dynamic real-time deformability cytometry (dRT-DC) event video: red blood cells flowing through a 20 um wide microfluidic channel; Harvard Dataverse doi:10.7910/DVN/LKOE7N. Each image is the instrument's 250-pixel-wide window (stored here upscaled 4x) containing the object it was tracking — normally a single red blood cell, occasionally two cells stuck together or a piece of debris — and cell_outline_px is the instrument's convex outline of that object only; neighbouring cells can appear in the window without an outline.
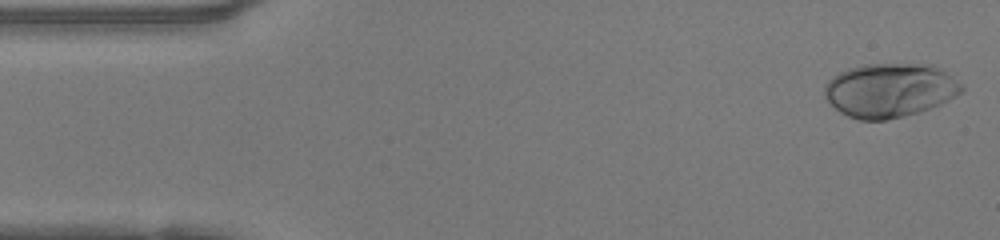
{"species": "human", "species_latin": "Homo sapiens", "temperature_condition": "warm", "stored_images_in_passage": 47, "camera_frame_rate_fps": 3000, "um_per_image_px": 0.085, "donor": {"sex": "female"}, "frame": {"image": 1, "passage_image": 1, "time_ms": 0.0, "image_size_px": [1000, 240], "cell_outline_px": [[964, 92], [940, 104], [920, 112], [904, 116], [884, 120], [860, 120], [848, 116], [840, 112], [824, 96], [824, 84], [832, 76], [848, 68], [864, 64], [932, 64], [944, 72], [960, 84], [964, 88]], "centroid_in_image_um": [75.61, 7.67], "position_along_channel_um": 9.4, "area_um2": 43.06}}
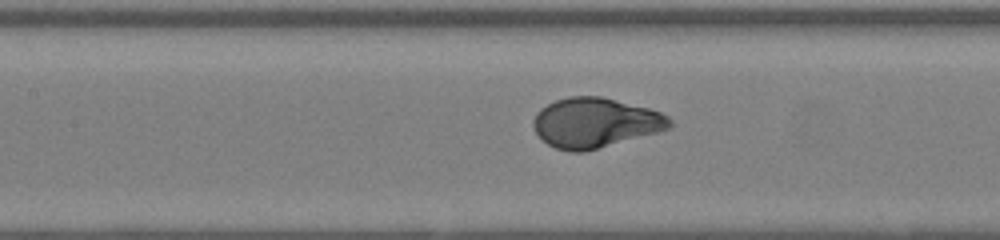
{"frame": {"image": 2, "passage_image": 20, "time_ms": 6.333, "image_size_px": [1000, 240], "cell_outline_px": [[672, 128], [584, 152], [572, 152], [556, 148], [548, 144], [536, 132], [532, 124], [532, 120], [536, 112], [540, 108], [556, 100], [568, 96], [600, 96], [648, 108], [660, 112], [668, 116], [672, 120]], "centroid_in_image_um": [50.58, 10.43], "position_along_channel_um": 156.8, "area_um2": 39.48}}
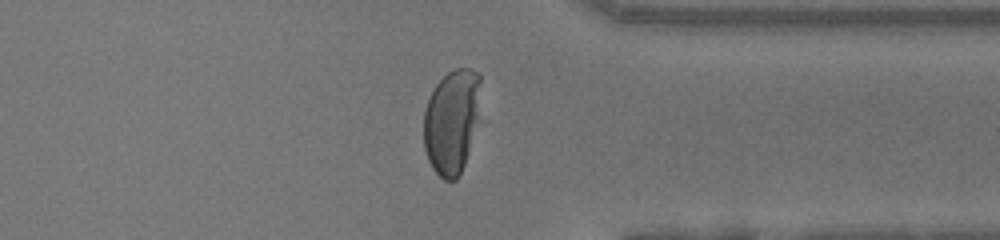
{"frame": {"image": 3, "passage_image": 36, "time_ms": 11.667, "image_size_px": [1000, 240], "cell_outline_px": [[480, 120], [464, 164], [456, 180], [444, 180], [432, 168], [428, 160], [424, 148], [424, 112], [428, 100], [436, 84], [448, 72], [456, 68], [472, 68], [480, 72]], "centroid_in_image_um": [38.43, 10.3], "position_along_channel_um": 373.0, "area_um2": 35.14}, "authors_computed_cell_mechanics": {"area_um2": 39.3618, "velocity_mm_per_s": 4.1706, "shape_relaxation_time_tau1_ms": 3.4642, "shape_relaxation_time_tau2_ms": null, "deformation_change_tau1": 0.2444, "deformation_change_tau2": null}}